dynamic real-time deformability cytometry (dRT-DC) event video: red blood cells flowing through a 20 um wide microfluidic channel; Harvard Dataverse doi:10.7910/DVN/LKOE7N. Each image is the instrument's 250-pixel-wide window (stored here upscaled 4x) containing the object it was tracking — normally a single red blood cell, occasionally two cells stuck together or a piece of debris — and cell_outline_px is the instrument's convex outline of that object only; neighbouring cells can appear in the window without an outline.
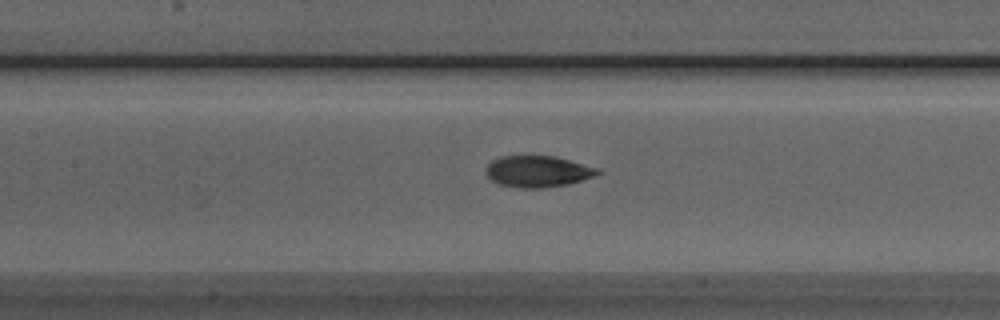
{"species": "Egyptian fruit bat (a non-hibernating species)", "species_latin": "Rousettus aegyptiacus", "temperature_condition": "room temperature", "stored_images_in_passage": 38, "camera_frame_rate_fps": 3000, "um_per_image_px": 0.085, "animal": {"sex": "male"}, "frame": {"image": 1, "passage_image": 15, "time_ms": 4.667, "image_size_px": [1000, 320], "cell_outline_px": [[604, 172], [596, 176], [568, 184], [540, 188], [520, 188], [500, 184], [492, 180], [484, 172], [484, 168], [492, 160], [500, 156], [556, 156], [600, 168]], "centroid_in_image_um": [45.75, 14.56], "position_along_channel_um": 161.7, "area_um2": 20.69}}
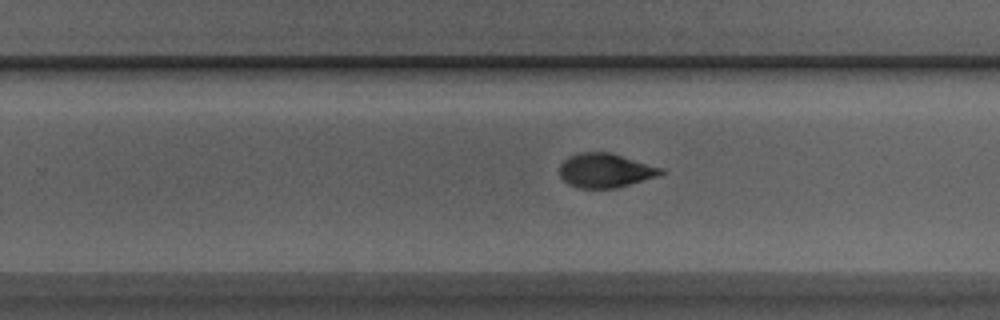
{"frame": {"image": 2, "passage_image": 24, "time_ms": 7.667, "image_size_px": [1000, 320], "cell_outline_px": [[668, 172], [656, 176], [616, 188], [580, 188], [568, 184], [560, 176], [560, 164], [568, 156], [576, 152], [612, 152], [664, 168]], "centroid_in_image_um": [51.46, 14.47], "position_along_channel_um": 278.3, "area_um2": 20.4}}
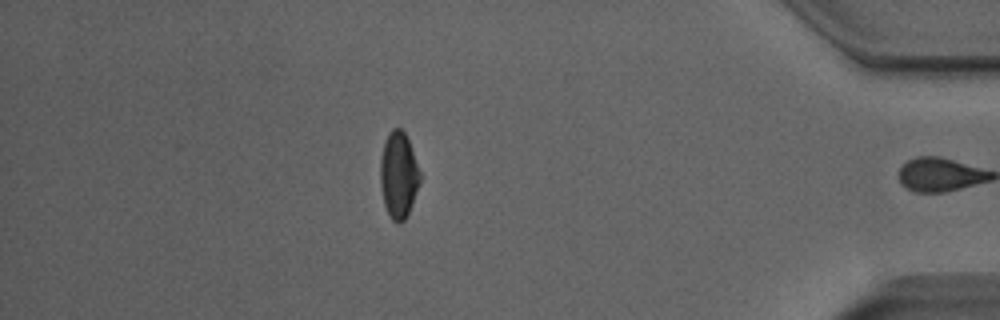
{"frame": {"image": 3, "passage_image": 37, "time_ms": 12.0, "image_size_px": [1000, 320], "cell_outline_px": [[420, 180], [408, 212], [404, 220], [396, 224], [392, 220], [384, 204], [380, 184], [380, 160], [384, 140], [388, 132], [392, 128], [400, 128], [404, 132], [408, 140], [420, 172]], "centroid_in_image_um": [33.84, 14.85], "position_along_channel_um": 401.4, "area_um2": 19.71}, "authors_computed_cell_mechanics": {"area_um2": 20.5768, "velocity_mm_per_s": 3.9051, "shape_relaxation_time_tau1_ms": 4.1406, "shape_relaxation_time_tau2_ms": 2.9107, "deformation_change_tau1": 0.1529, "deformation_change_tau2": 0.0698}}